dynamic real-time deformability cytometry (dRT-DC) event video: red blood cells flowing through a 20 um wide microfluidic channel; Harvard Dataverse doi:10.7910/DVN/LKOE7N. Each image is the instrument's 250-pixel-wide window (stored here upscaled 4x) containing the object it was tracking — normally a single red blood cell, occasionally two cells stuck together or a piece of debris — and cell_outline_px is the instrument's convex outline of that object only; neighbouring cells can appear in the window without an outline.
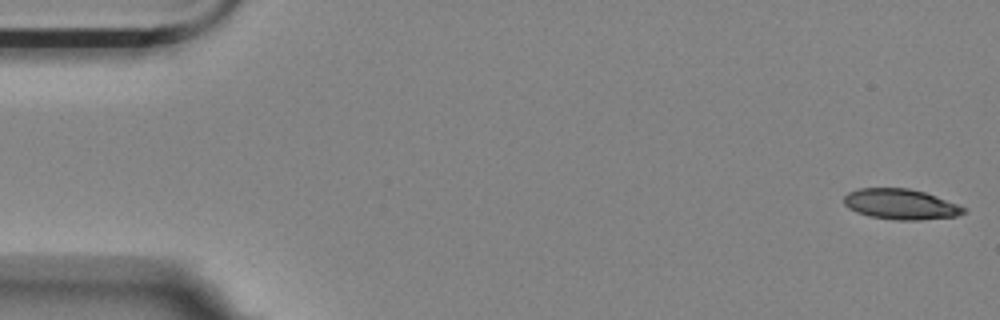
{"species": "Egyptian fruit bat (a non-hibernating species)", "species_latin": "Rousettus aegyptiacus", "temperature_condition": "room temperature", "stored_images_in_passage": 24, "camera_frame_rate_fps": 3000, "um_per_image_px": 0.085, "animal": {"sex": "female"}, "frame": {"image": 1, "passage_image": 1, "time_ms": 0.0, "image_size_px": [1000, 320], "cell_outline_px": [[964, 212], [956, 216], [916, 220], [896, 220], [868, 216], [856, 212], [848, 208], [844, 204], [844, 196], [848, 192], [860, 188], [908, 188], [924, 192], [936, 196], [956, 204], [964, 208]], "centroid_in_image_um": [76.49, 17.35], "position_along_channel_um": 8.5, "area_um2": 21.04}}
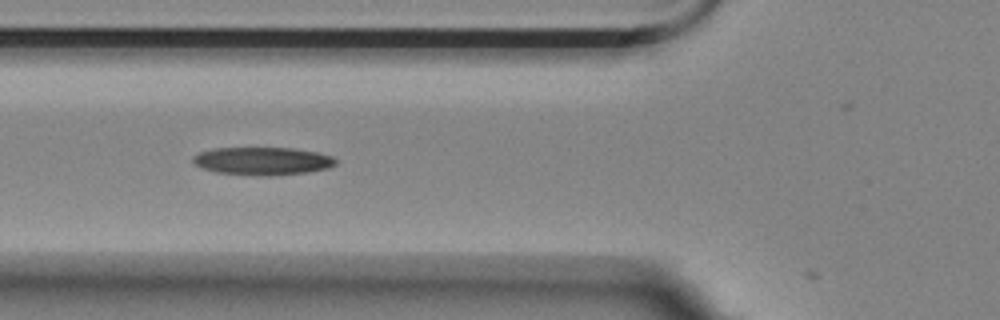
{"frame": {"image": 2, "passage_image": 20, "time_ms": 6.333, "image_size_px": [1000, 320], "cell_outline_px": [[336, 164], [328, 168], [308, 172], [272, 176], [260, 176], [216, 172], [204, 168], [196, 164], [192, 160], [192, 156], [200, 152], [212, 148], [292, 148], [316, 152], [332, 156], [336, 160]], "centroid_in_image_um": [22.32, 13.69], "position_along_channel_um": 103.5, "area_um2": 23.18}}
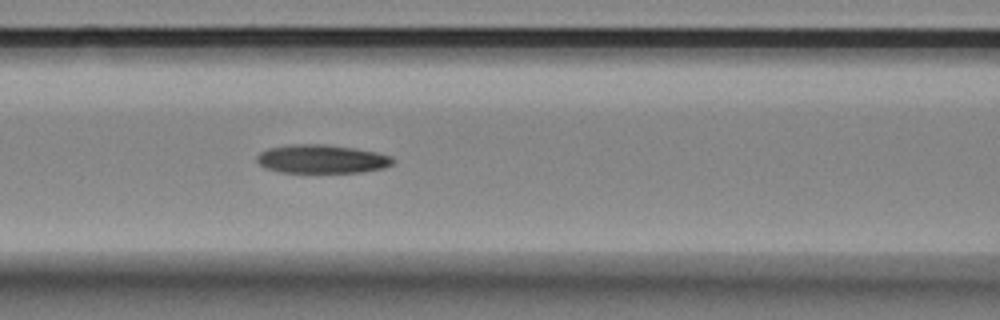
{"frame": {"image": 3, "passage_image": 23, "time_ms": 7.333, "image_size_px": [1000, 320], "cell_outline_px": [[396, 160], [392, 164], [384, 168], [360, 172], [280, 172], [264, 168], [256, 160], [256, 156], [260, 152], [268, 148], [288, 144], [324, 144], [352, 148], [376, 152], [392, 156]], "centroid_in_image_um": [27.33, 13.51], "position_along_channel_um": 139.3, "area_um2": 22.72}}